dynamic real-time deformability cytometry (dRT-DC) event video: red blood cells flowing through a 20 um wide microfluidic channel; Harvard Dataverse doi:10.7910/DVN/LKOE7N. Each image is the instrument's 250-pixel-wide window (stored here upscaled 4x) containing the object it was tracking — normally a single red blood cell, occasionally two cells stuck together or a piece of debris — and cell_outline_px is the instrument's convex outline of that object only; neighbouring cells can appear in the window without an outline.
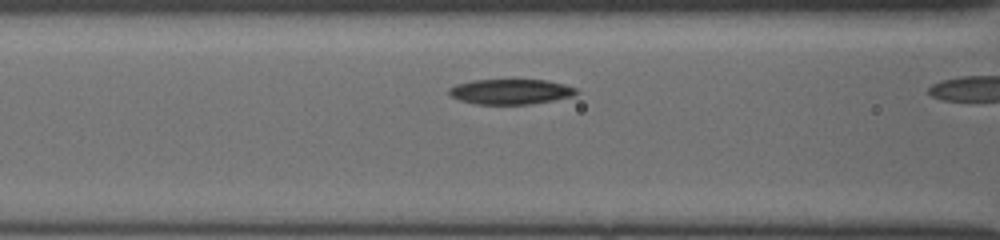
{"species": "common noctule bat (a hibernating species)", "species_latin": "Nyctalus noctula", "temperature_condition": "cold", "stored_images_in_passage": 8, "camera_frame_rate_fps": 3000, "um_per_image_px": 0.085, "animal": {"sex": "female", "body_mass_g": 19.5, "forearm_length_mm": 54.1}, "frame": {"image": 1, "passage_image": 7, "time_ms": 2.0, "image_size_px": [1000, 240], "cell_outline_px": [[580, 92], [572, 96], [552, 100], [528, 104], [476, 104], [460, 100], [452, 96], [448, 92], [448, 88], [456, 84], [472, 80], [512, 76], [548, 80], [564, 84], [576, 88]], "centroid_in_image_um": [43.4, 7.72], "position_along_channel_um": 123.2, "area_um2": 19.71}}